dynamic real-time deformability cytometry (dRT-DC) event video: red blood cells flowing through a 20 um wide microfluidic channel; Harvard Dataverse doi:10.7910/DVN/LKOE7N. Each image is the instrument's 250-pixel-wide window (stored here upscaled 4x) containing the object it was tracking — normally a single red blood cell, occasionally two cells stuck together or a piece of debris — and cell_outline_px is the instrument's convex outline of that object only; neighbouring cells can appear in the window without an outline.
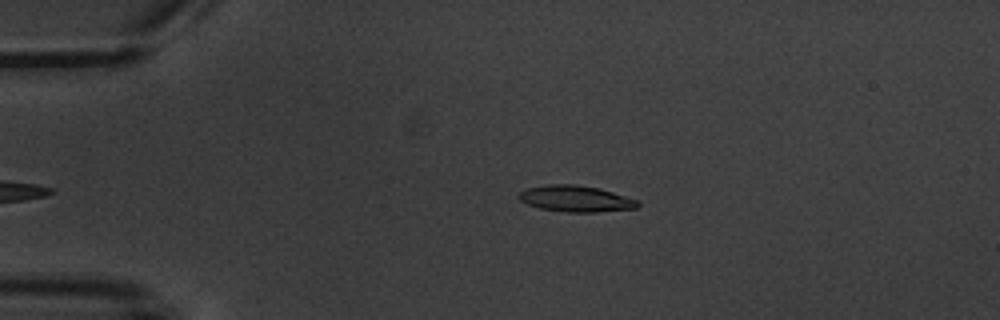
{"species": "common noctule bat (a hibernating species)", "species_latin": "Nyctalus noctula", "temperature_condition": "warm", "stored_images_in_passage": 3, "camera_frame_rate_fps": 3000, "um_per_image_px": 0.085, "animal": {"sex": "male", "body_mass_g": 20.1, "forearm_length_mm": 53.5}, "frame": {"image": 1, "passage_image": 1, "time_ms": 0.0, "image_size_px": [1000, 320], "cell_outline_px": [[640, 204], [636, 208], [596, 212], [568, 212], [540, 208], [528, 204], [520, 200], [516, 196], [520, 192], [528, 188], [548, 184], [576, 184], [600, 188], [640, 200]], "centroid_in_image_um": [48.97, 16.88], "position_along_channel_um": 36.0, "area_um2": 18.26}}
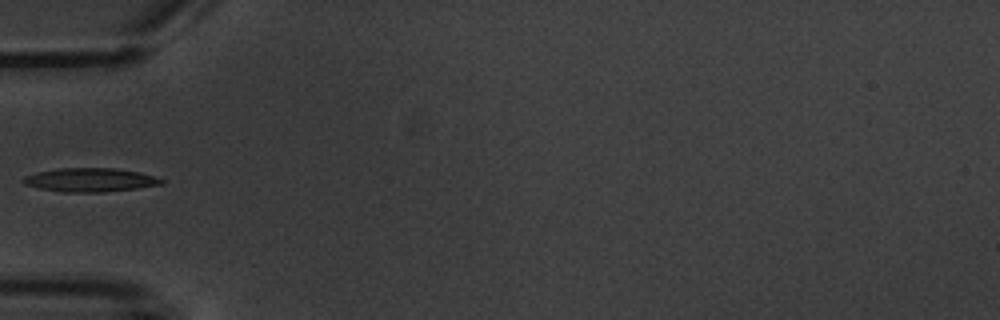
{"frame": {"image": 2, "passage_image": 2, "time_ms": 2.333, "image_size_px": [1000, 320], "cell_outline_px": [[164, 184], [136, 188], [104, 192], [64, 192], [40, 188], [24, 184], [20, 180], [24, 176], [36, 172], [56, 168], [116, 168], [140, 172], [164, 180]], "centroid_in_image_um": [7.63, 15.28], "position_along_channel_um": 77.4, "area_um2": 19.13}}